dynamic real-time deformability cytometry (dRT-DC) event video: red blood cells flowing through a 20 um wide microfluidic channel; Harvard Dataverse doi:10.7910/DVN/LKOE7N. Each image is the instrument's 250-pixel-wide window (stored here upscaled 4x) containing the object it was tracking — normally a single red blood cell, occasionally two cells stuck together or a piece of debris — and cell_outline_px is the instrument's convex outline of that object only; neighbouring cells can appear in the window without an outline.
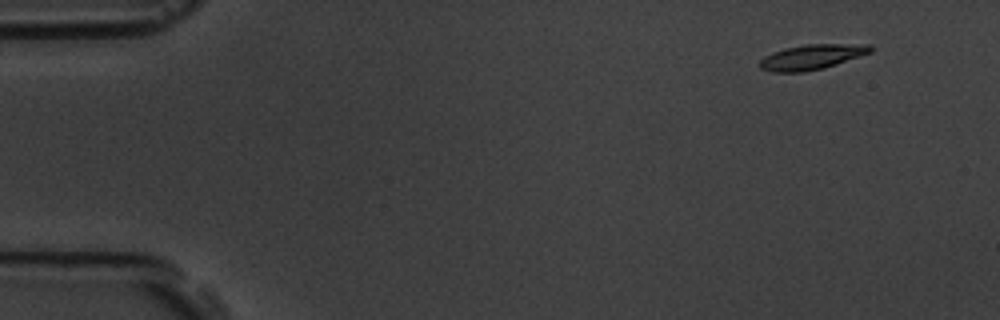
{"species": "common noctule bat (a hibernating species)", "species_latin": "Nyctalus noctula", "temperature_condition": "room temperature", "stored_images_in_passage": 9, "camera_frame_rate_fps": 3000, "um_per_image_px": 0.085, "animal": {"sex": "male", "body_mass_g": 19.5, "forearm_length_mm": 54.6}, "frame": {"image": 1, "passage_image": 2, "time_ms": 1.333, "image_size_px": [1000, 320], "cell_outline_px": [[872, 52], [824, 68], [804, 72], [772, 72], [760, 68], [760, 60], [764, 56], [772, 52], [784, 48], [804, 44], [868, 44], [872, 48]], "centroid_in_image_um": [68.98, 4.84], "position_along_channel_um": 16.0, "area_um2": 16.18}}
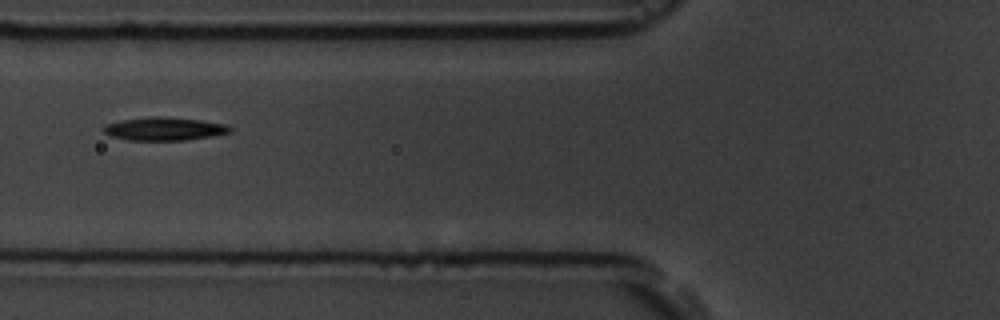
{"frame": {"image": 2, "passage_image": 7, "time_ms": 7.0, "image_size_px": [1000, 320], "cell_outline_px": [[232, 132], [212, 136], [184, 140], [128, 140], [112, 136], [104, 132], [100, 128], [104, 124], [120, 120], [148, 116], [164, 116], [200, 120], [228, 124], [232, 128]], "centroid_in_image_um": [13.95, 10.94], "position_along_channel_um": 111.9, "area_um2": 17.34}}
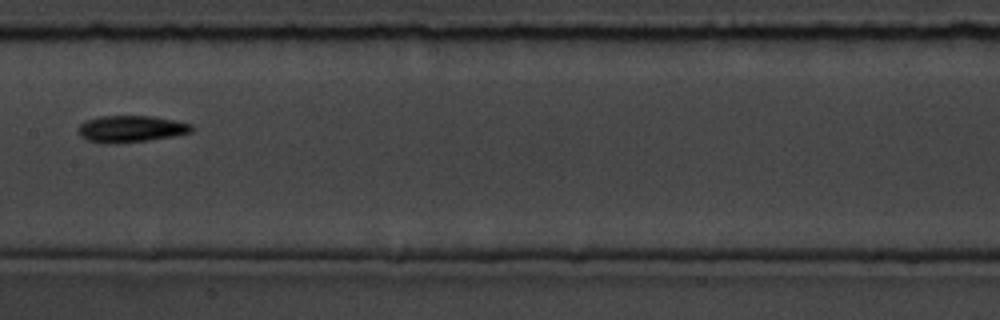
{"frame": {"image": 3, "passage_image": 9, "time_ms": 9.333, "image_size_px": [1000, 320], "cell_outline_px": [[196, 128], [192, 132], [172, 136], [148, 140], [112, 144], [84, 140], [76, 132], [76, 128], [84, 120], [100, 116], [152, 116], [192, 124]], "centroid_in_image_um": [11.07, 10.95], "position_along_channel_um": 196.3, "area_um2": 17.86}}